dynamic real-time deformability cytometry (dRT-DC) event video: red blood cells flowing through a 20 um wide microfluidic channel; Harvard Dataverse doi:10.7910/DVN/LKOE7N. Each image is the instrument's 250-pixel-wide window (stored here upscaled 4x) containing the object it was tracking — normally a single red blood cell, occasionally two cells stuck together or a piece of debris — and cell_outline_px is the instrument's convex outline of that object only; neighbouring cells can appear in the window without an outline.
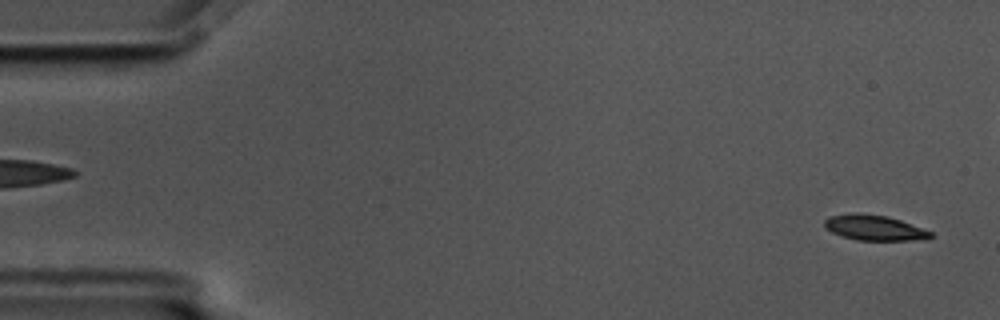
{"species": "common noctule bat (a hibernating species)", "species_latin": "Nyctalus noctula", "temperature_condition": "cold", "stored_images_in_passage": 59, "camera_frame_rate_fps": 3000, "um_per_image_px": 0.085, "animal": {"sex": "male", "body_mass_g": 17.5, "forearm_length_mm": 52.3}, "frame": {"image": 1, "passage_image": 2, "time_ms": 0.333, "image_size_px": [1000, 320], "cell_outline_px": [[936, 236], [928, 240], [856, 240], [832, 232], [824, 228], [824, 220], [828, 216], [852, 212], [856, 212], [888, 216], [900, 220], [932, 232]], "centroid_in_image_um": [74.33, 19.35], "position_along_channel_um": 10.7, "area_um2": 15.9}}
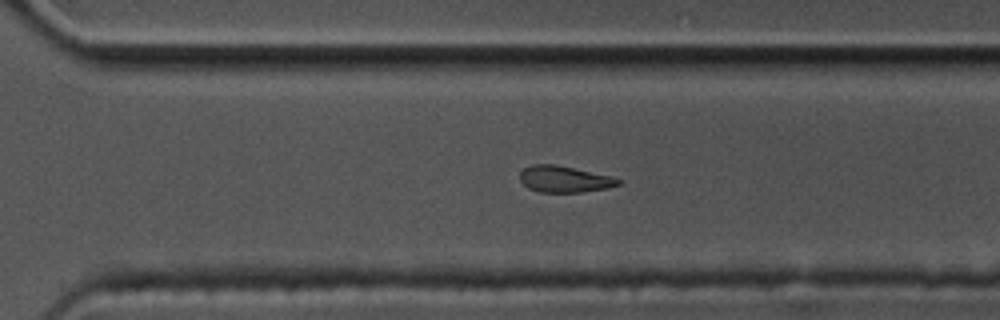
{"frame": {"image": 2, "passage_image": 40, "time_ms": 13.0, "image_size_px": [1000, 320], "cell_outline_px": [[620, 184], [608, 188], [584, 192], [540, 192], [528, 188], [520, 180], [520, 172], [524, 168], [532, 164], [556, 164], [612, 176], [620, 180]], "centroid_in_image_um": [47.97, 15.22], "position_along_channel_um": 322.6, "area_um2": 15.2}}
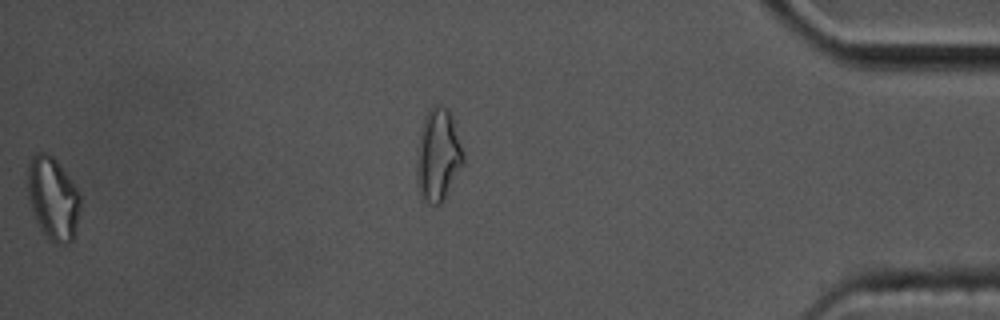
{"frame": {"image": 3, "passage_image": 58, "time_ms": 19.0, "image_size_px": [1000, 320], "cell_outline_px": [[80, 208], [76, 232], [72, 240], [68, 244], [56, 244], [40, 228], [36, 220], [24, 184], [28, 160], [36, 152], [44, 152], [52, 156], [60, 164], [80, 192]], "centroid_in_image_um": [4.48, 16.81], "position_along_channel_um": 430.7, "area_um2": 25.95}, "authors_computed_cell_mechanics": {"area_um2": 16.3574, "velocity_mm_per_s": 3.4447, "shape_relaxation_time_tau1_ms": 3.2871, "shape_relaxation_time_tau2_ms": null, "deformation_change_tau1": 0.1293, "deformation_change_tau2": null}}